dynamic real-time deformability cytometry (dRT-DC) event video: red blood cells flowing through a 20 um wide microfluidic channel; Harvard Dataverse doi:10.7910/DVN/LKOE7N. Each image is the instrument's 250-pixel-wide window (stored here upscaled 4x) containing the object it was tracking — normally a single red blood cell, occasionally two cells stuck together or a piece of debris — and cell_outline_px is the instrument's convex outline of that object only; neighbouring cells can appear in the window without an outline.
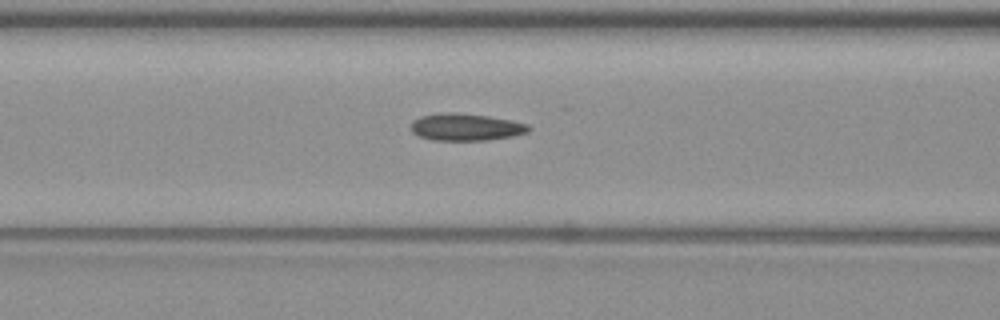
{"species": "common noctule bat (a hibernating species)", "species_latin": "Nyctalus noctula", "temperature_condition": "warm", "stored_images_in_passage": 17, "camera_frame_rate_fps": 3000, "um_per_image_px": 0.085, "animal": {"sex": "female", "body_mass_g": 19.3, "forearm_length_mm": 54.1}, "frame": {"image": 1, "passage_image": 15, "time_ms": 4.667, "image_size_px": [1000, 320], "cell_outline_px": [[528, 132], [512, 136], [488, 140], [432, 140], [420, 136], [412, 132], [412, 120], [420, 116], [440, 112], [456, 112], [488, 116], [512, 120], [528, 124]], "centroid_in_image_um": [39.57, 10.79], "position_along_channel_um": 127.0, "area_um2": 18.61}}